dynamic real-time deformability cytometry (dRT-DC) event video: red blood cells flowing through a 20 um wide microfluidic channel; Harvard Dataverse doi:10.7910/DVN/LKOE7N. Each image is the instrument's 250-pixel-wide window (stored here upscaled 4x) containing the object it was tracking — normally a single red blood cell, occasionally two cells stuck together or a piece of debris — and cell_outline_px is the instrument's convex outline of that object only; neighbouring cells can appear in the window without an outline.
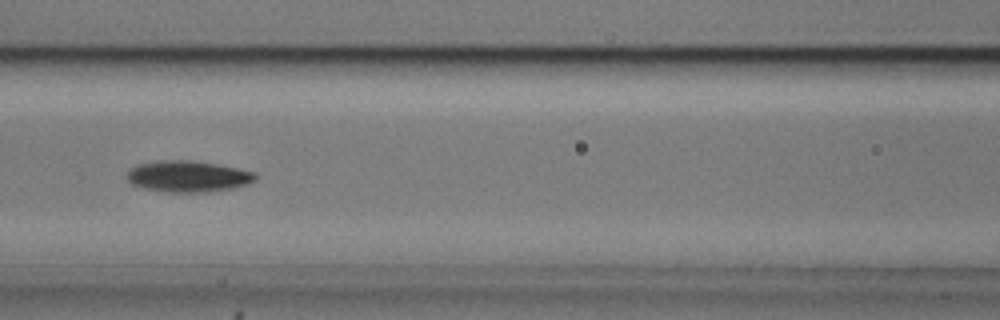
{"species": "common noctule bat (a hibernating species)", "species_latin": "Nyctalus noctula", "temperature_condition": "cold", "stored_images_in_passage": 16, "camera_frame_rate_fps": 3000, "um_per_image_px": 0.085, "animal": {"sex": "male", "body_mass_g": 20.5, "forearm_length_mm": 52.5}, "frame": {"image": 1, "passage_image": 10, "time_ms": 3.0, "image_size_px": [1000, 320], "cell_outline_px": [[256, 180], [248, 184], [232, 188], [208, 192], [164, 192], [144, 188], [132, 184], [128, 180], [128, 172], [132, 168], [140, 164], [160, 160], [192, 160], [216, 164], [256, 172]], "centroid_in_image_um": [16.01, 14.99], "position_along_channel_um": 150.6, "area_um2": 23.29}}